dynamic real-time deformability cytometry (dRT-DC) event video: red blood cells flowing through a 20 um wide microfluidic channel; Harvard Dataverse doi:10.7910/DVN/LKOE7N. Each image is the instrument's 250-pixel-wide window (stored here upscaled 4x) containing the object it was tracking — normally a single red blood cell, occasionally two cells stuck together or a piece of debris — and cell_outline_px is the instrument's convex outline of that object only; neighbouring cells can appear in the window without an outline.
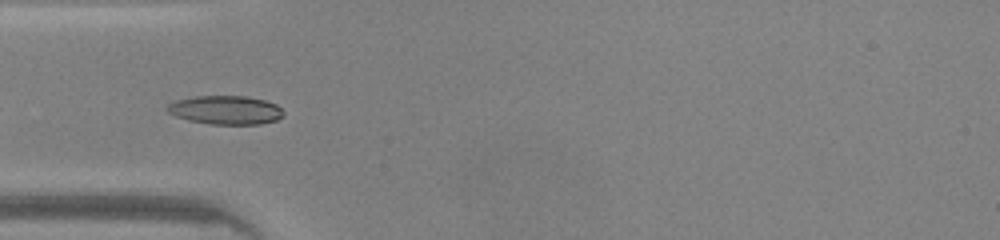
{"species": "common noctule bat (a hibernating species)", "species_latin": "Nyctalus noctula", "temperature_condition": "warm", "stored_images_in_passage": 27, "camera_frame_rate_fps": 3000, "um_per_image_px": 0.085, "animal": {"sex": "male", "body_mass_g": 20.0, "forearm_length_mm": 53.3}, "frame": {"image": 1, "passage_image": 2, "time_ms": 0.333, "image_size_px": [1000, 240], "cell_outline_px": [[284, 116], [276, 120], [260, 124], [212, 124], [188, 120], [176, 116], [168, 112], [164, 108], [168, 104], [176, 100], [196, 96], [244, 96], [264, 100], [276, 104], [284, 112]], "centroid_in_image_um": [19.17, 9.35], "position_along_channel_um": 65.8, "area_um2": 19.42}}
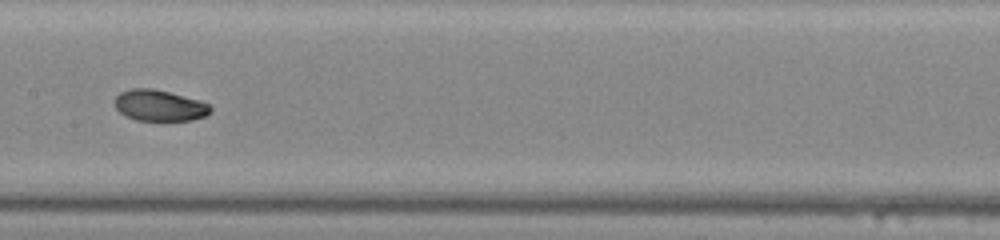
{"frame": {"image": 2, "passage_image": 11, "time_ms": 3.333, "image_size_px": [1000, 240], "cell_outline_px": [[212, 112], [204, 116], [192, 120], [136, 120], [124, 116], [112, 104], [116, 96], [120, 92], [132, 88], [152, 88], [200, 100], [208, 104], [212, 108]], "centroid_in_image_um": [13.52, 8.96], "position_along_channel_um": 193.9, "area_um2": 17.46}}
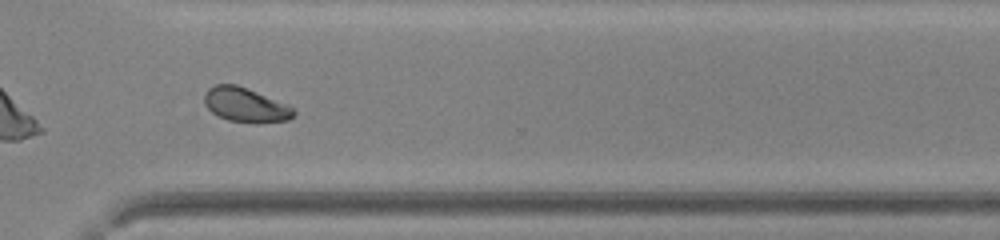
{"frame": {"image": 3, "passage_image": 22, "time_ms": 7.0, "image_size_px": [1000, 240], "cell_outline_px": [[296, 112], [288, 120], [256, 124], [228, 120], [212, 112], [204, 104], [204, 92], [208, 88], [216, 84], [236, 84], [288, 104]], "centroid_in_image_um": [20.86, 8.92], "position_along_channel_um": 349.7, "area_um2": 17.98}, "authors_computed_cell_mechanics": {"area_um2": 17.629, "velocity_mm_per_s": 4.2548, "shape_relaxation_time_tau1_ms": 3.5434, "shape_relaxation_time_tau2_ms": 2.4306, "deformation_change_tau1": 0.1669, "deformation_change_tau2": 0.0512}}